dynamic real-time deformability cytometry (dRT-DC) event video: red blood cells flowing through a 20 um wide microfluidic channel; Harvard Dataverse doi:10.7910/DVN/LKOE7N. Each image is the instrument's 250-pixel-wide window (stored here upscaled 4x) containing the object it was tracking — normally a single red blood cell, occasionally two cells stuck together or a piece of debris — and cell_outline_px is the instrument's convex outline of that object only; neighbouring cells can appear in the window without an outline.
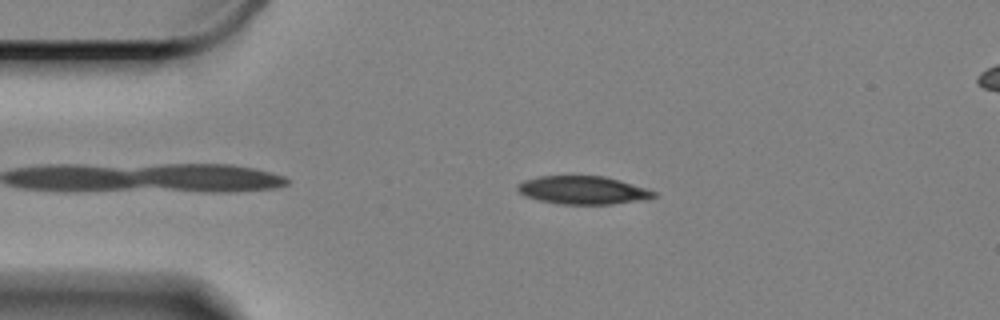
{"species": "Egyptian fruit bat (a non-hibernating species)", "species_latin": "Rousettus aegyptiacus", "temperature_condition": "cold", "stored_images_in_passage": 48, "camera_frame_rate_fps": 3000, "um_per_image_px": 0.085, "animal": {"sex": "female"}, "frame": {"image": 1, "passage_image": 6, "time_ms": 1.667, "image_size_px": [1000, 320], "cell_outline_px": [[656, 196], [648, 200], [612, 204], [560, 204], [536, 200], [524, 196], [516, 188], [516, 184], [524, 180], [540, 176], [604, 176], [644, 188], [656, 192]], "centroid_in_image_um": [49.51, 16.18], "position_along_channel_um": 35.5, "area_um2": 22.37}}
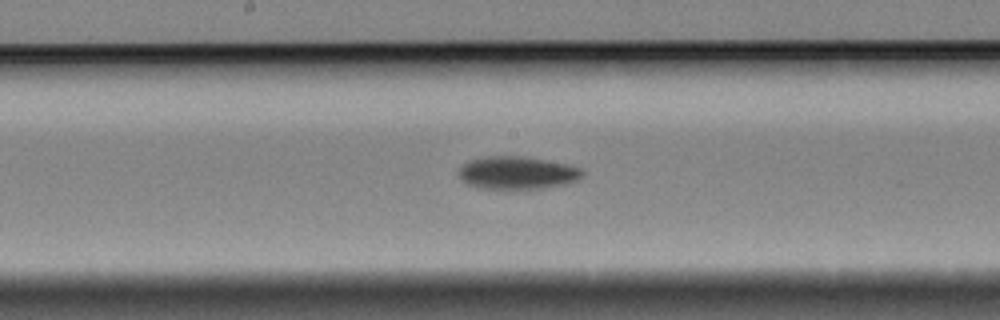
{"frame": {"image": 2, "passage_image": 24, "time_ms": 7.667, "image_size_px": [1000, 320], "cell_outline_px": [[584, 176], [580, 180], [568, 184], [544, 188], [480, 188], [468, 184], [460, 180], [460, 168], [468, 160], [488, 156], [520, 156], [568, 164], [580, 168], [584, 172]], "centroid_in_image_um": [44.01, 14.69], "position_along_channel_um": 204.2, "area_um2": 23.58}}
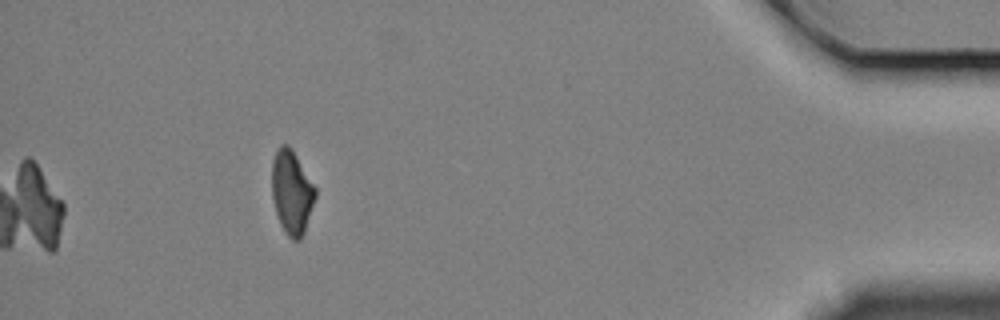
{"frame": {"image": 3, "passage_image": 48, "time_ms": 15.667, "image_size_px": [1000, 320], "cell_outline_px": [[316, 196], [304, 232], [300, 240], [292, 240], [284, 232], [280, 224], [276, 212], [272, 196], [272, 160], [280, 144], [288, 144], [292, 148], [316, 188]], "centroid_in_image_um": [24.79, 16.33], "position_along_channel_um": 410.4, "area_um2": 21.21}, "authors_computed_cell_mechanics": {"area_um2": 23.409, "velocity_mm_per_s": 3.3228, "shape_relaxation_time_tau1_ms": 3.9375, "shape_relaxation_time_tau2_ms": null, "deformation_change_tau1": 0.1195, "deformation_change_tau2": null}}